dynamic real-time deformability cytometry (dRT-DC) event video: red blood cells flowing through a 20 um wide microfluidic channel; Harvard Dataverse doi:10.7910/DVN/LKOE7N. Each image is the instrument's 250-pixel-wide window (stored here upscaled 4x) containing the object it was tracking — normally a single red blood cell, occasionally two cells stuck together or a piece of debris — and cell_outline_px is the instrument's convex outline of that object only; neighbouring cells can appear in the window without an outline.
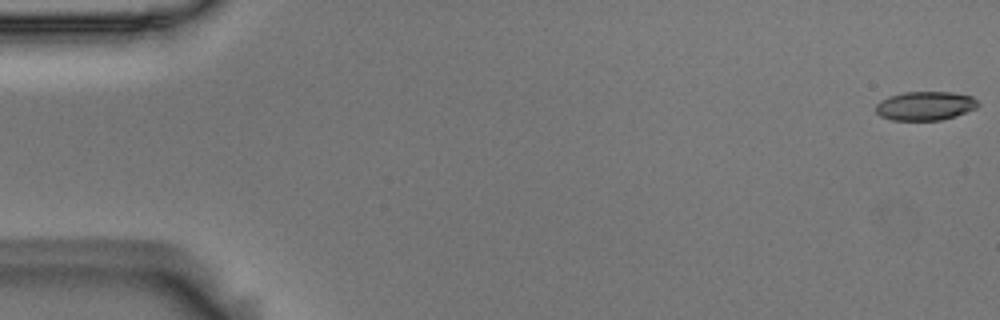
{"species": "Egyptian fruit bat (a non-hibernating species)", "species_latin": "Rousettus aegyptiacus", "temperature_condition": "room temperature", "stored_images_in_passage": 8, "camera_frame_rate_fps": 3000, "um_per_image_px": 0.085, "animal": {"sex": "male"}, "frame": {"image": 1, "passage_image": 1, "time_ms": 0.0, "image_size_px": [1000, 320], "cell_outline_px": [[980, 104], [976, 108], [956, 116], [940, 120], [892, 120], [880, 116], [876, 112], [876, 104], [880, 100], [888, 96], [904, 92], [952, 92], [972, 96]], "centroid_in_image_um": [78.63, 8.99], "position_along_channel_um": 6.4, "area_um2": 17.28}}
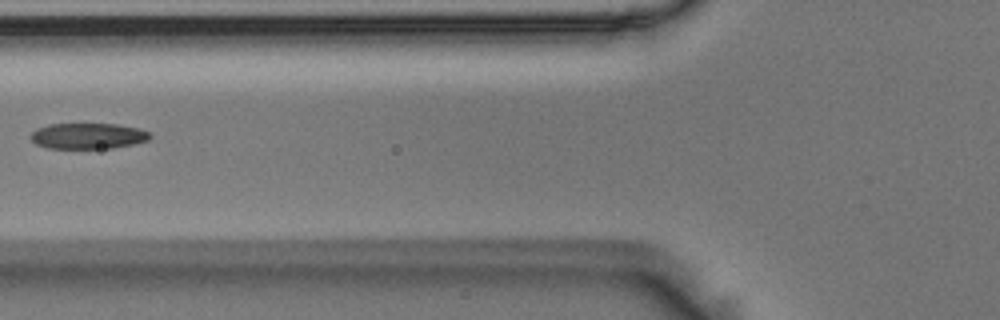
{"frame": {"image": 2, "passage_image": 7, "time_ms": 2.0, "image_size_px": [1000, 320], "cell_outline_px": [[152, 136], [148, 140], [132, 144], [112, 148], [48, 148], [36, 144], [28, 136], [36, 128], [48, 124], [116, 124], [136, 128], [148, 132]], "centroid_in_image_um": [7.42, 11.55], "position_along_channel_um": 118.4, "area_um2": 17.86}}